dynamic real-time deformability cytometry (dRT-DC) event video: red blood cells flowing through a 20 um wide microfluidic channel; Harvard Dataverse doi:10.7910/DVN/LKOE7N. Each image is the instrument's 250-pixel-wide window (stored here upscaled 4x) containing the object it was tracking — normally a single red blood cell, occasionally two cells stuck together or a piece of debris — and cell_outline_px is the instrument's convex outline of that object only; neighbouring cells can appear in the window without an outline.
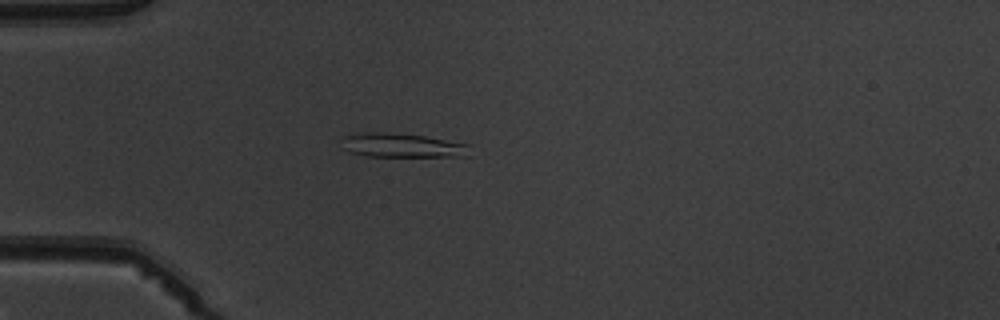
{"species": "common noctule bat (a hibernating species)", "species_latin": "Nyctalus noctula", "temperature_condition": "warm", "stored_images_in_passage": 6, "camera_frame_rate_fps": 3000, "um_per_image_px": 0.085, "animal": {"sex": "male", "body_mass_g": 19.5, "forearm_length_mm": 54.6}, "frame": {"image": 1, "passage_image": 5, "time_ms": 4.667, "image_size_px": [1000, 320], "cell_outline_px": [[472, 144], [468, 156], [364, 156], [348, 152], [344, 148], [340, 136], [364, 132], [380, 132], [424, 136]], "centroid_in_image_um": [34.17, 12.35], "position_along_channel_um": 50.8, "area_um2": 18.15}}